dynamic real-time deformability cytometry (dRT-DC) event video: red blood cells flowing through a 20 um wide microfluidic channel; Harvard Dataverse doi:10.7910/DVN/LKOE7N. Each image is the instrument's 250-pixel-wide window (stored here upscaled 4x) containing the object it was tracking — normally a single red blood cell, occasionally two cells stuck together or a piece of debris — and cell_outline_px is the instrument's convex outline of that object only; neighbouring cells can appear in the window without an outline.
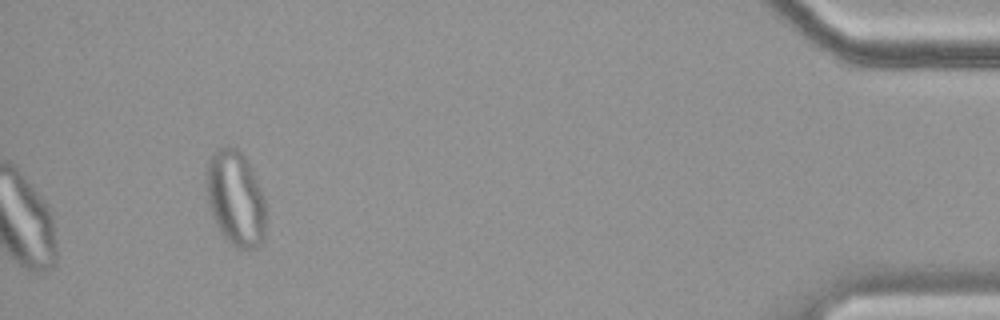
{"species": "common noctule bat (a hibernating species)", "species_latin": "Nyctalus noctula", "temperature_condition": "cold", "stored_images_in_passage": 53, "segment_of_instrument_passage": [2, 2], "camera_frame_rate_fps": 3000, "um_per_image_px": 0.085, "animal": {"sex": "female", "body_mass_g": 19.9}, "frame": {"image": 1, "passage_image": 53, "time_ms": 17.333, "image_size_px": [1000, 320], "cell_outline_px": [[264, 240], [256, 248], [248, 252], [236, 248], [224, 236], [208, 208], [204, 176], [208, 160], [216, 148], [228, 144], [236, 148], [244, 156], [260, 188], [264, 200]], "centroid_in_image_um": [19.97, 16.85], "position_along_channel_um": 415.2, "area_um2": 33.29}}